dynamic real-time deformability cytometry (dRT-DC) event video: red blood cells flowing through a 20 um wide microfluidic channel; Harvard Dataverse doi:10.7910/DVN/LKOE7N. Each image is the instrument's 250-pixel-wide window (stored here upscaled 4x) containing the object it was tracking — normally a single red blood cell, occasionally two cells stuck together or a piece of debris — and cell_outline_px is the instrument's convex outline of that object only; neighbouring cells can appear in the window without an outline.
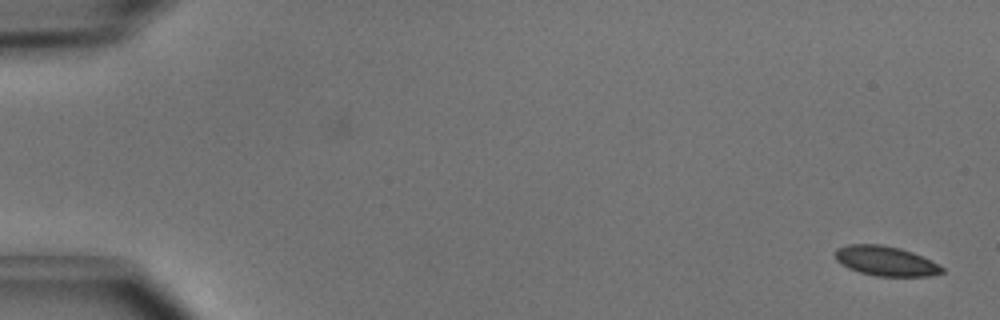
{"species": "common noctule bat (a hibernating species)", "species_latin": "Nyctalus noctula", "temperature_condition": "cold", "stored_images_in_passage": 5, "segment_of_instrument_passage": [2, 2], "camera_frame_rate_fps": 3000, "um_per_image_px": 0.085, "animal": {"sex": "male", "body_mass_g": 15.6}, "frame": {"image": 1, "passage_image": 5, "time_ms": 1.333, "image_size_px": [1000, 320], "cell_outline_px": [[944, 272], [928, 276], [876, 276], [860, 272], [848, 268], [840, 264], [836, 260], [836, 248], [848, 244], [880, 244], [900, 248], [912, 252], [944, 268]], "centroid_in_image_um": [75.23, 22.18], "position_along_channel_um": 9.8, "area_um2": 18.32}}